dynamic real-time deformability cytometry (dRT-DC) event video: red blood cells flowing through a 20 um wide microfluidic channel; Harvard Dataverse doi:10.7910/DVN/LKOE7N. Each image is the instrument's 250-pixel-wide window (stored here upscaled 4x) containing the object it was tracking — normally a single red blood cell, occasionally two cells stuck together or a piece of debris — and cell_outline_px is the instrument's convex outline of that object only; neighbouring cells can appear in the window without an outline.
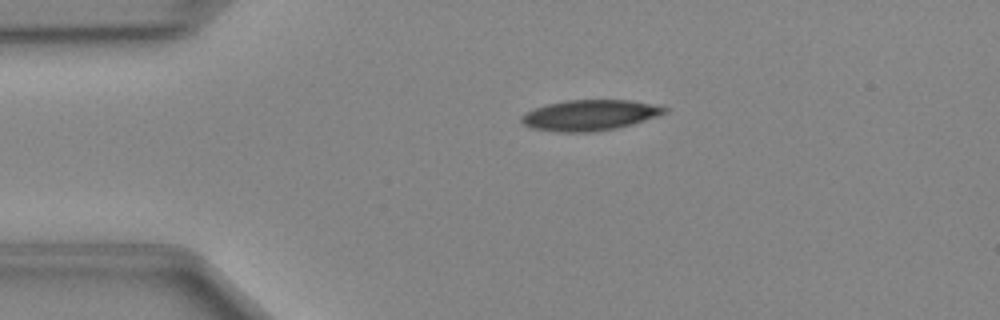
{"species": "Egyptian fruit bat (a non-hibernating species)", "species_latin": "Rousettus aegyptiacus", "temperature_condition": "cold", "stored_images_in_passage": 39, "camera_frame_rate_fps": 3000, "um_per_image_px": 0.085, "animal": {"sex": "female"}, "frame": {"image": 1, "passage_image": 1, "time_ms": 0.0, "image_size_px": [1000, 320], "cell_outline_px": [[668, 112], [632, 124], [616, 128], [592, 132], [556, 132], [532, 128], [524, 124], [520, 120], [520, 116], [524, 112], [548, 104], [564, 100], [628, 100], [652, 104], [668, 108]], "centroid_in_image_um": [50.09, 9.79], "position_along_channel_um": 34.9, "area_um2": 25.49}}
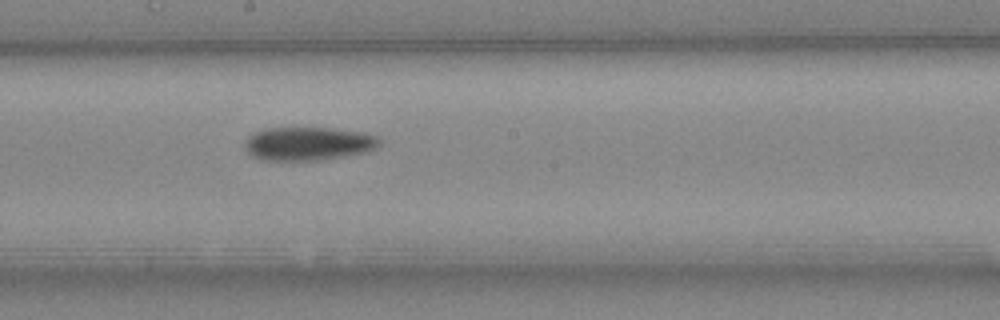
{"frame": {"image": 2, "passage_image": 17, "time_ms": 5.333, "image_size_px": [1000, 320], "cell_outline_px": [[380, 144], [376, 148], [364, 152], [344, 156], [320, 160], [260, 160], [252, 156], [244, 148], [244, 144], [248, 136], [252, 132], [264, 128], [336, 128], [364, 132], [376, 136], [380, 140]], "centroid_in_image_um": [26.17, 12.2], "position_along_channel_um": 222.0, "area_um2": 26.47}}
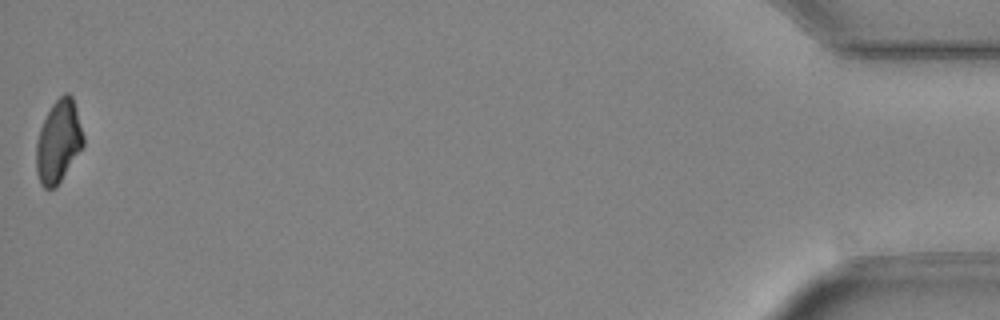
{"frame": {"image": 3, "passage_image": 39, "time_ms": 12.667, "image_size_px": [1000, 320], "cell_outline_px": [[84, 144], [56, 188], [44, 188], [40, 184], [36, 172], [36, 140], [40, 128], [52, 104], [64, 92], [68, 92], [72, 96], [76, 108], [84, 136]], "centroid_in_image_um": [4.96, 12.03], "position_along_channel_um": 430.2, "area_um2": 22.6}}